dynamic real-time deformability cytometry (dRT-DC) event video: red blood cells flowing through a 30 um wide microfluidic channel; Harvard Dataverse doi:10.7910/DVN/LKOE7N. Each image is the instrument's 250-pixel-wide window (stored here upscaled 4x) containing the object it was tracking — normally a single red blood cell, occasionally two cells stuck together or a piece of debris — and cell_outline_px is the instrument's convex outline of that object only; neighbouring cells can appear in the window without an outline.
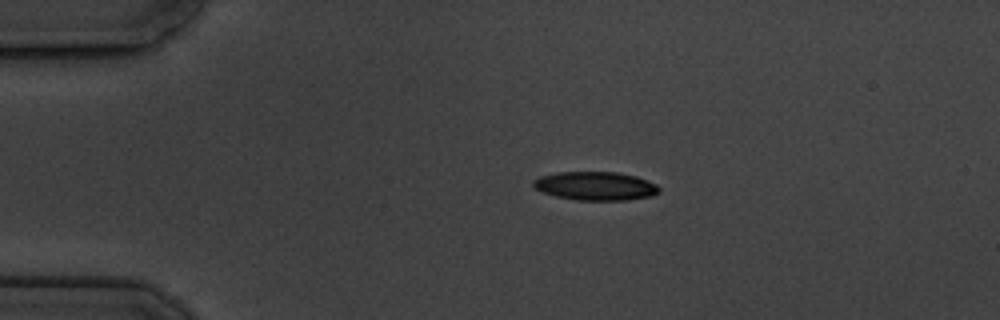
{"species": "common noctule bat (a hibernating species)", "species_latin": "Nyctalus noctula", "temperature_condition": "cold", "stored_images_in_passage": 9, "camera_frame_rate_fps": 3000, "um_per_image_px": 0.085, "animal": {"sex": "male", "body_mass_g": 19.5, "forearm_length_mm": 54.6}, "frame": {"image": 1, "passage_image": 3, "time_ms": 2.333, "image_size_px": [1000, 320], "cell_outline_px": [[660, 192], [652, 196], [628, 200], [576, 200], [556, 196], [544, 192], [536, 188], [532, 184], [532, 180], [540, 176], [556, 172], [616, 172], [636, 176], [656, 184], [660, 188]], "centroid_in_image_um": [50.63, 15.81], "position_along_channel_um": 34.4, "area_um2": 20.98}}
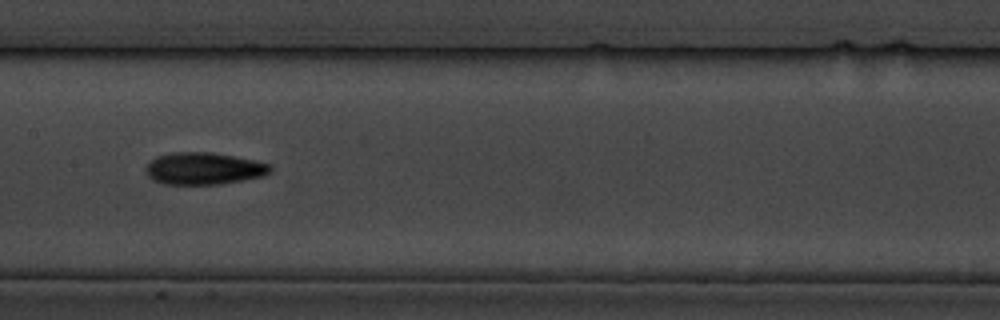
{"frame": {"image": 2, "passage_image": 8, "time_ms": 8.0, "image_size_px": [1000, 320], "cell_outline_px": [[272, 172], [264, 176], [244, 180], [220, 184], [164, 184], [152, 180], [148, 176], [144, 168], [156, 156], [172, 152], [212, 152], [236, 156], [268, 164], [272, 168]], "centroid_in_image_um": [17.31, 14.32], "position_along_channel_um": 190.1, "area_um2": 23.41}}
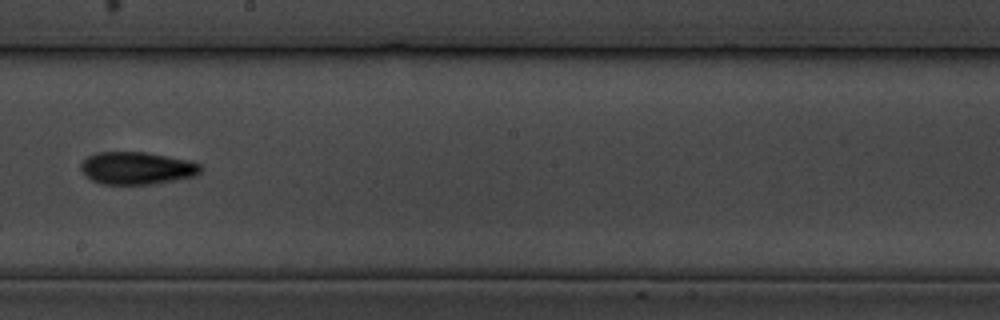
{"frame": {"image": 3, "passage_image": 9, "time_ms": 9.333, "image_size_px": [1000, 320], "cell_outline_px": [[204, 168], [196, 176], [152, 184], [100, 184], [84, 176], [80, 168], [80, 164], [88, 156], [96, 152], [144, 152], [188, 160], [200, 164]], "centroid_in_image_um": [11.62, 14.29], "position_along_channel_um": 236.6, "area_um2": 22.77}}